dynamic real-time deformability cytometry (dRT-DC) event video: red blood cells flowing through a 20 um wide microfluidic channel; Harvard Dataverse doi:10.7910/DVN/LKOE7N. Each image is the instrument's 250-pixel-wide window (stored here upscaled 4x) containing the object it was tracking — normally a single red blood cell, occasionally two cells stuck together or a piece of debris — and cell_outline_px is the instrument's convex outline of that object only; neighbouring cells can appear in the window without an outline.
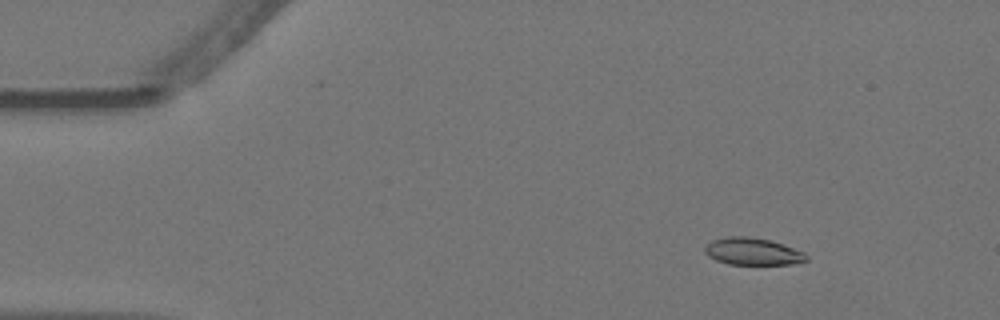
{"species": "Egyptian fruit bat (a non-hibernating species)", "species_latin": "Rousettus aegyptiacus", "temperature_condition": "warm", "stored_images_in_passage": 56, "camera_frame_rate_fps": 3000, "um_per_image_px": 0.085, "animal": {"sex": "female"}, "frame": {"image": 1, "passage_image": 7, "time_ms": 2.0, "image_size_px": [1000, 320], "cell_outline_px": [[808, 260], [792, 264], [728, 264], [716, 260], [708, 256], [704, 252], [704, 248], [712, 240], [728, 236], [748, 236], [772, 240], [804, 252], [808, 256]], "centroid_in_image_um": [63.98, 21.37], "position_along_channel_um": 21.0, "area_um2": 16.13}}
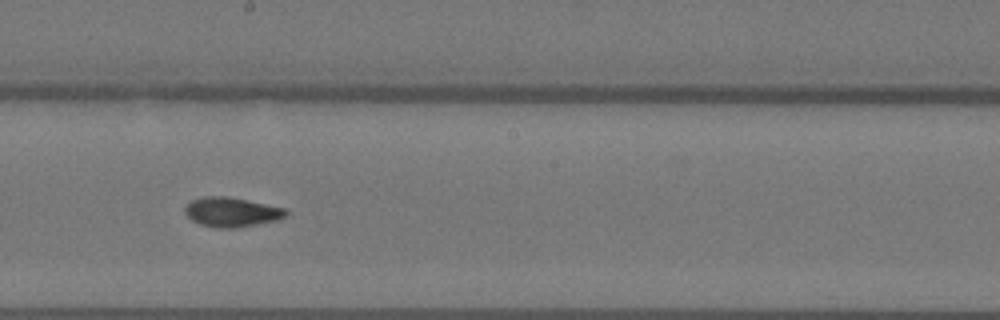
{"frame": {"image": 2, "passage_image": 31, "time_ms": 10.0, "image_size_px": [1000, 320], "cell_outline_px": [[288, 212], [280, 220], [236, 228], [216, 228], [200, 224], [192, 220], [184, 212], [184, 208], [192, 200], [204, 196], [224, 196], [284, 208]], "centroid_in_image_um": [19.66, 18.04], "position_along_channel_um": 228.5, "area_um2": 17.17}}
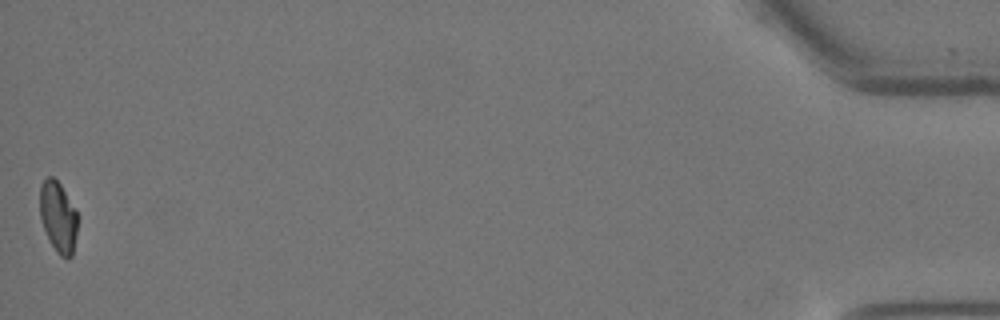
{"frame": {"image": 3, "passage_image": 56, "time_ms": 18.333, "image_size_px": [1000, 320], "cell_outline_px": [[76, 232], [72, 256], [68, 260], [60, 256], [56, 252], [48, 240], [40, 216], [40, 184], [48, 176], [52, 176], [60, 184], [76, 208]], "centroid_in_image_um": [4.93, 18.45], "position_along_channel_um": 430.3, "area_um2": 15.61}, "authors_computed_cell_mechanics": {"area_um2": 16.8776, "velocity_mm_per_s": 3.6126, "shape_relaxation_time_tau1_ms": null, "shape_relaxation_time_tau2_ms": 3.2973, "deformation_change_tau1": null, "deformation_change_tau2": 0.0845}}